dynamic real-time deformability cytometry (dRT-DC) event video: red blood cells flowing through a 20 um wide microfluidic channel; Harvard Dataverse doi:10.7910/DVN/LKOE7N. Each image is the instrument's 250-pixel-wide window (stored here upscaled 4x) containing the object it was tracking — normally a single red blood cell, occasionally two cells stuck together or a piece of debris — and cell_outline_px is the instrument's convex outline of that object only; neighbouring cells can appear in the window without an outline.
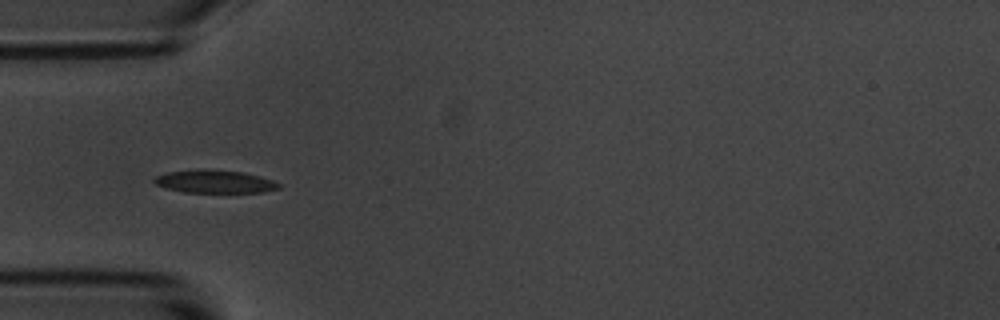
{"species": "common noctule bat (a hibernating species)", "species_latin": "Nyctalus noctula", "temperature_condition": "room temperature", "stored_images_in_passage": 6, "camera_frame_rate_fps": 3000, "um_per_image_px": 0.085, "animal": {"sex": "male", "body_mass_g": 20.1, "forearm_length_mm": 53.5}, "frame": {"image": 1, "passage_image": 5, "time_ms": 4.667, "image_size_px": [1000, 320], "cell_outline_px": [[280, 188], [264, 192], [184, 192], [164, 188], [156, 184], [152, 180], [156, 176], [168, 172], [200, 168], [204, 168], [244, 172], [260, 176], [272, 180], [280, 184]], "centroid_in_image_um": [18.23, 15.42], "position_along_channel_um": 66.8, "area_um2": 16.82}}